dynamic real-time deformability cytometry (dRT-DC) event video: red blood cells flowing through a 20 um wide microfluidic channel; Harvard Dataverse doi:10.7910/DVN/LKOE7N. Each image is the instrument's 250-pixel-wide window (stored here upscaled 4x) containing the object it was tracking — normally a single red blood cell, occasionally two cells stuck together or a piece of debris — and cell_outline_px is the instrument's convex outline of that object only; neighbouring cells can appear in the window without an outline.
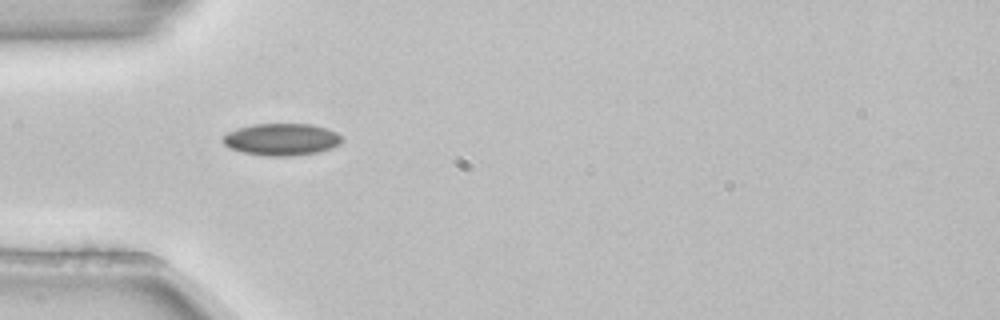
{"species": "common noctule bat (a hibernating species)", "species_latin": "Nyctalus noctula", "temperature_condition": "room temperature", "stored_images_in_passage": 4, "camera_frame_rate_fps": 3000, "um_per_image_px": 0.085, "animal": {"sex": "female", "body_mass_g": 22.7, "forearm_length_mm": 54.2}, "frame": {"image": 1, "passage_image": 1, "time_ms": 0.0, "image_size_px": [1000, 320], "cell_outline_px": [[344, 140], [340, 144], [332, 148], [320, 152], [292, 156], [268, 156], [244, 152], [228, 148], [220, 140], [228, 132], [236, 128], [252, 124], [312, 124], [328, 128], [336, 132]], "centroid_in_image_um": [23.94, 11.85], "position_along_channel_um": 61.1, "area_um2": 22.48}}